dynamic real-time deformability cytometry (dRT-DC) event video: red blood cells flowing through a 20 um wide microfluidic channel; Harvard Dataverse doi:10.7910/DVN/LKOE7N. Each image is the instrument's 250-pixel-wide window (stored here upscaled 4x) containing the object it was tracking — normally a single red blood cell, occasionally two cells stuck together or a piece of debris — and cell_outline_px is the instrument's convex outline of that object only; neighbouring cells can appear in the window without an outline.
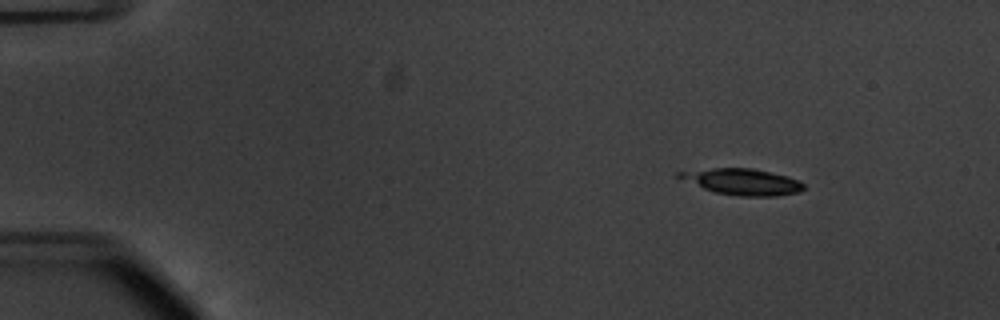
{"species": "common noctule bat (a hibernating species)", "species_latin": "Nyctalus noctula", "temperature_condition": "warm", "stored_images_in_passage": 18, "camera_frame_rate_fps": 3000, "um_per_image_px": 0.085, "animal": {"sex": "male", "body_mass_g": 20.1, "forearm_length_mm": 53.5}, "frame": {"image": 1, "passage_image": 8, "time_ms": 2.333, "image_size_px": [1000, 320], "cell_outline_px": [[804, 188], [800, 192], [776, 196], [740, 196], [716, 192], [680, 180], [676, 176], [676, 172], [712, 168], [752, 168], [788, 176], [800, 180], [804, 184]], "centroid_in_image_um": [63.1, 15.44], "position_along_channel_um": 21.9, "area_um2": 19.07}}